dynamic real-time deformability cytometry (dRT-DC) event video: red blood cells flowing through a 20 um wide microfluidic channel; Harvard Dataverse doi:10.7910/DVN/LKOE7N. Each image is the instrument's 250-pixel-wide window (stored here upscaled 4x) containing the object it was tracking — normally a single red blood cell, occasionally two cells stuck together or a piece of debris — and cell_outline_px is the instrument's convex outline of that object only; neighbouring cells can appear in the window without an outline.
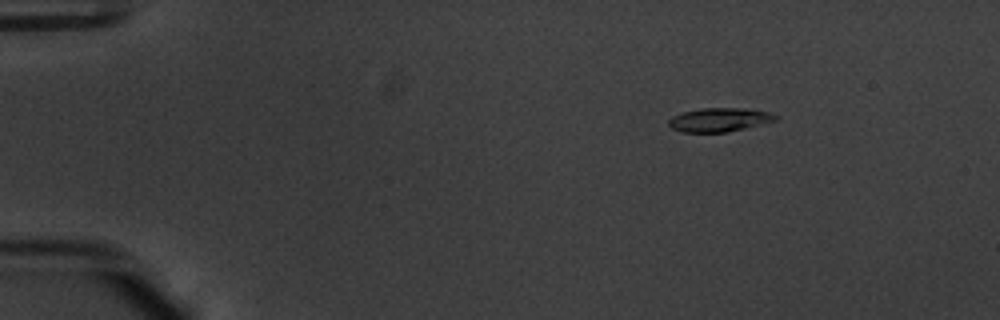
{"species": "common noctule bat (a hibernating species)", "species_latin": "Nyctalus noctula", "temperature_condition": "warm", "stored_images_in_passage": 47, "camera_frame_rate_fps": 3000, "um_per_image_px": 0.085, "animal": {"sex": "male", "body_mass_g": 20.1, "forearm_length_mm": 53.5}, "frame": {"image": 1, "passage_image": 1, "time_ms": 0.0, "image_size_px": [1000, 320], "cell_outline_px": [[776, 120], [728, 132], [684, 132], [672, 128], [668, 124], [668, 120], [672, 116], [684, 112], [700, 108], [736, 108], [768, 112], [776, 116]], "centroid_in_image_um": [61.08, 10.18], "position_along_channel_um": 23.9, "area_um2": 14.45}}
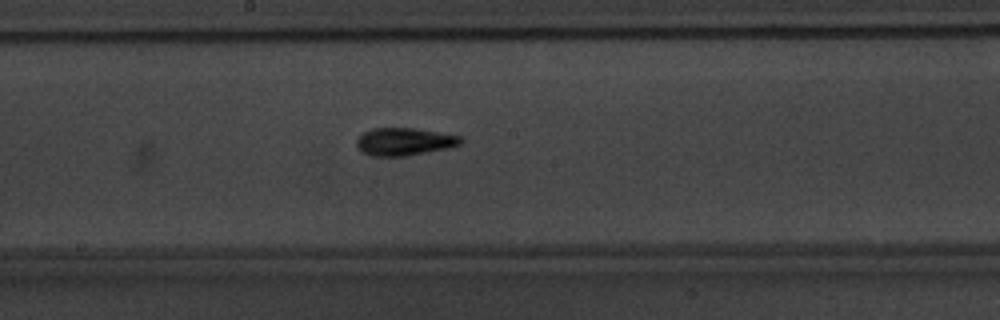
{"frame": {"image": 2, "passage_image": 23, "time_ms": 7.333, "image_size_px": [1000, 320], "cell_outline_px": [[464, 144], [448, 148], [404, 156], [372, 156], [360, 152], [356, 144], [356, 140], [364, 132], [372, 128], [412, 128], [460, 136], [464, 140]], "centroid_in_image_um": [34.36, 12.04], "position_along_channel_um": 213.8, "area_um2": 16.76}}
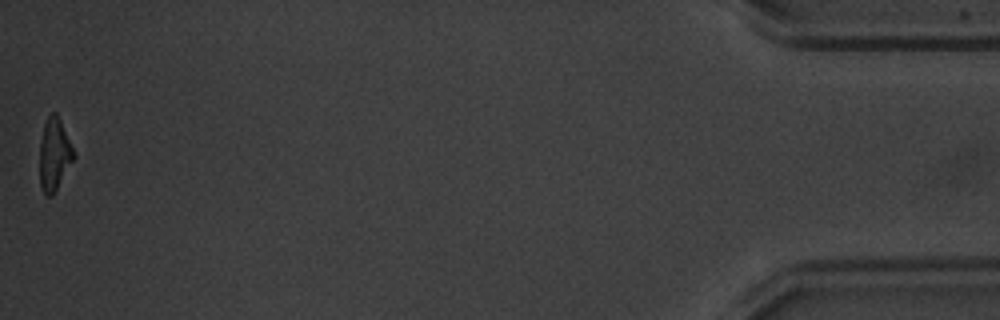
{"frame": {"image": 3, "passage_image": 47, "time_ms": 15.333, "image_size_px": [1000, 320], "cell_outline_px": [[72, 160], [52, 196], [44, 196], [40, 184], [40, 144], [44, 124], [48, 116], [52, 112], [56, 112], [60, 120], [72, 148]], "centroid_in_image_um": [4.56, 13.13], "position_along_channel_um": 430.6, "area_um2": 13.7}, "authors_computed_cell_mechanics": {"area_um2": 15.4326, "velocity_mm_per_s": 3.8015, "shape_relaxation_time_tau1_ms": 2.8007, "shape_relaxation_time_tau2_ms": 2.2686, "deformation_change_tau1": 0.1718, "deformation_change_tau2": 0.0701}}